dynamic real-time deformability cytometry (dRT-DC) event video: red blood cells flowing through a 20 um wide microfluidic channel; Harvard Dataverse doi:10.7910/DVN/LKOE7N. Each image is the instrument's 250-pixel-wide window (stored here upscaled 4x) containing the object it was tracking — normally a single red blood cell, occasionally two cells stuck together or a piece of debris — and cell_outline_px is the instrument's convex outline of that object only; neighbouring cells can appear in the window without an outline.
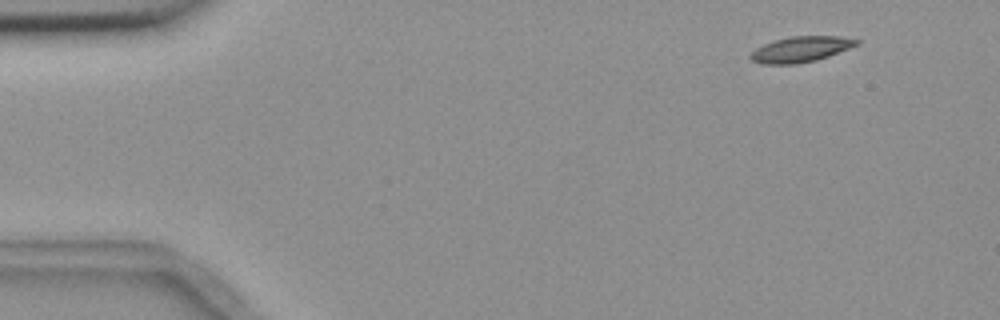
{"species": "common noctule bat (a hibernating species)", "species_latin": "Nyctalus noctula", "temperature_condition": "room temperature", "stored_images_in_passage": 3, "camera_frame_rate_fps": 3000, "um_per_image_px": 0.085, "animal": {"sex": "female", "body_mass_g": 18.4}, "frame": {"image": 1, "passage_image": 1, "time_ms": 0.0, "image_size_px": [1000, 320], "cell_outline_px": [[860, 44], [828, 56], [816, 60], [796, 64], [764, 64], [752, 60], [748, 56], [756, 48], [764, 44], [776, 40], [792, 36], [840, 36], [860, 40]], "centroid_in_image_um": [68.08, 4.19], "position_along_channel_um": 16.9, "area_um2": 15.72}}
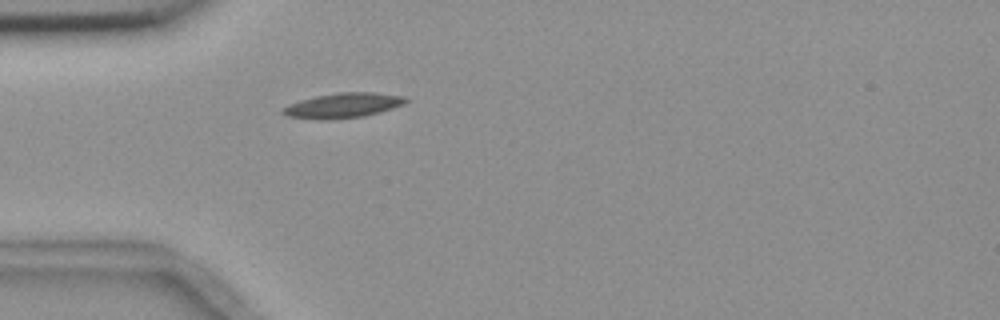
{"frame": {"image": 2, "passage_image": 3, "time_ms": 3.667, "image_size_px": [1000, 320], "cell_outline_px": [[408, 100], [404, 104], [392, 108], [364, 116], [288, 116], [280, 112], [288, 104], [300, 100], [316, 96], [340, 92], [376, 92], [404, 96]], "centroid_in_image_um": [29.26, 8.88], "position_along_channel_um": 55.7, "area_um2": 16.59}}